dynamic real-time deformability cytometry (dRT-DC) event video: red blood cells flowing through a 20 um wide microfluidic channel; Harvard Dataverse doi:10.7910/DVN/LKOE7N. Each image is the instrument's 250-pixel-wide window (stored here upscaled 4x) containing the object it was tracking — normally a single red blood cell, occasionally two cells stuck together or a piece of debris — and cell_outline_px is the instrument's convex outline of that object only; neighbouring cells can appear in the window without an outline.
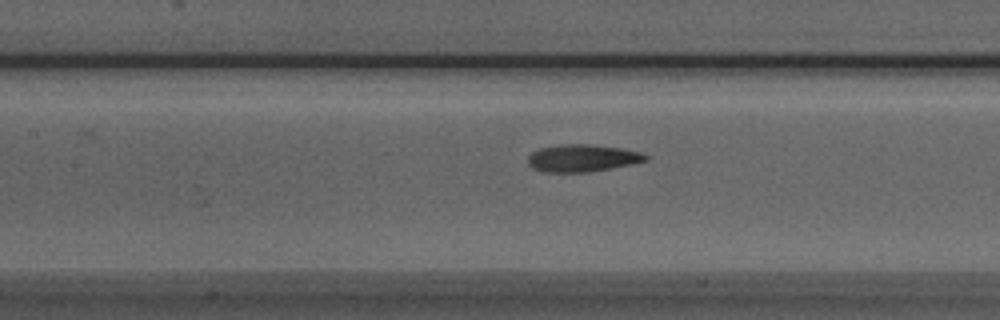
{"species": "Egyptian fruit bat (a non-hibernating species)", "species_latin": "Rousettus aegyptiacus", "temperature_condition": "room temperature", "stored_images_in_passage": 27, "camera_frame_rate_fps": 3000, "um_per_image_px": 0.085, "animal": {"sex": "male"}, "frame": {"image": 1, "passage_image": 8, "time_ms": 2.333, "image_size_px": [1000, 320], "cell_outline_px": [[648, 160], [632, 164], [588, 172], [544, 172], [532, 168], [528, 164], [528, 156], [532, 152], [540, 148], [560, 144], [592, 144], [620, 148], [640, 152], [648, 156]], "centroid_in_image_um": [49.48, 13.43], "position_along_channel_um": 157.9, "area_um2": 18.73}}
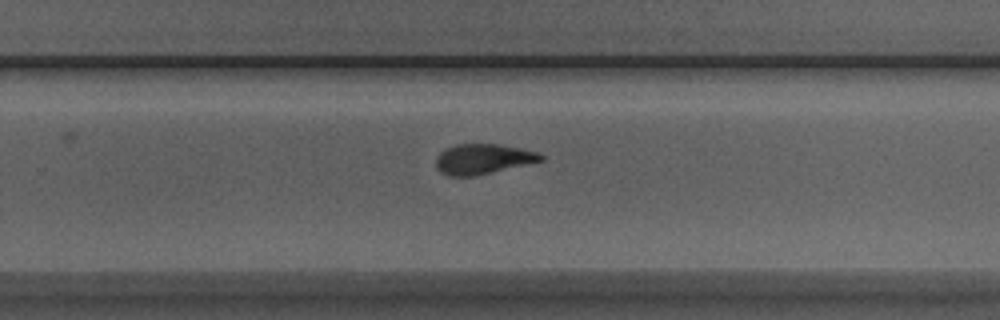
{"frame": {"image": 2, "passage_image": 18, "time_ms": 5.667, "image_size_px": [1000, 320], "cell_outline_px": [[544, 160], [476, 176], [448, 176], [440, 172], [436, 168], [436, 156], [440, 152], [456, 144], [500, 144], [540, 152], [544, 156]], "centroid_in_image_um": [41.05, 13.52], "position_along_channel_um": 288.7, "area_um2": 18.55}}
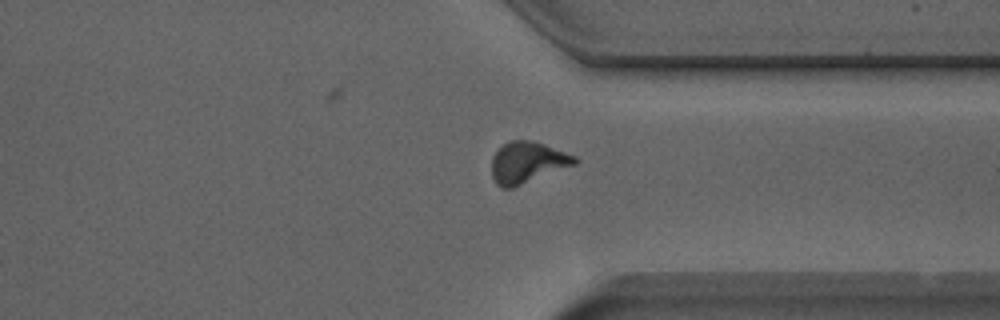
{"frame": {"image": 3, "passage_image": 24, "time_ms": 7.667, "image_size_px": [1000, 320], "cell_outline_px": [[580, 160], [576, 164], [512, 188], [504, 188], [496, 184], [492, 176], [492, 156], [504, 144], [512, 140], [528, 140], [544, 144], [576, 156]], "centroid_in_image_um": [44.84, 13.81], "position_along_channel_um": 366.6, "area_um2": 19.83}}